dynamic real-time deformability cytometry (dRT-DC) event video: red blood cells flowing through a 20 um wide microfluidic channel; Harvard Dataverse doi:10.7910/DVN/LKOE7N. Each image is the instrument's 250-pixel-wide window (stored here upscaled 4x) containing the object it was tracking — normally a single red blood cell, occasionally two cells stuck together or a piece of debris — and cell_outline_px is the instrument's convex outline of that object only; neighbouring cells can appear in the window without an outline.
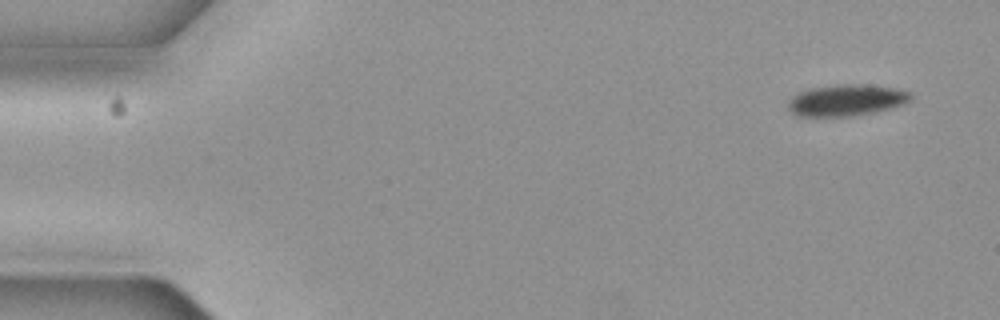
{"species": "common noctule bat (a hibernating species)", "species_latin": "Nyctalus noctula", "temperature_condition": "cold", "stored_images_in_passage": 5, "camera_frame_rate_fps": 3000, "um_per_image_px": 0.085, "animal": {"sex": "female", "body_mass_g": 19.3, "forearm_length_mm": 54.1}, "frame": {"image": 1, "passage_image": 1, "time_ms": 0.0, "image_size_px": [1000, 320], "cell_outline_px": [[912, 100], [904, 104], [892, 108], [872, 112], [848, 116], [796, 116], [788, 108], [788, 100], [792, 96], [808, 88], [836, 84], [860, 84], [892, 88], [912, 92]], "centroid_in_image_um": [71.93, 8.51], "position_along_channel_um": 13.1, "area_um2": 22.48}}
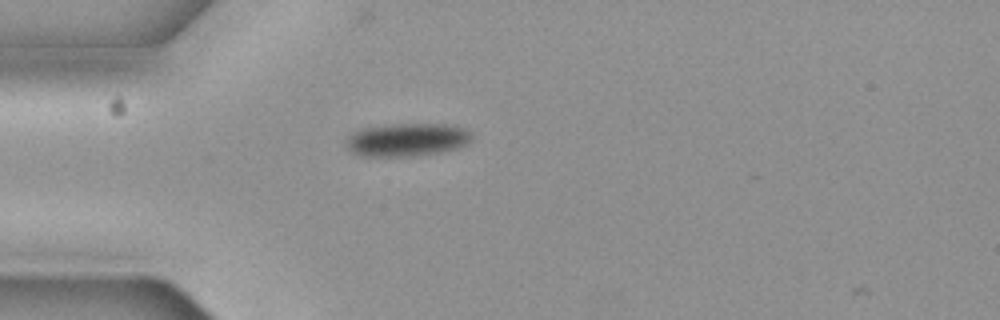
{"frame": {"image": 2, "passage_image": 4, "time_ms": 1.0, "image_size_px": [1000, 320], "cell_outline_px": [[472, 136], [464, 144], [452, 148], [436, 152], [408, 156], [360, 156], [352, 152], [344, 144], [348, 136], [352, 132], [360, 128], [388, 124], [452, 124], [464, 128]], "centroid_in_image_um": [34.48, 11.85], "position_along_channel_um": 50.5, "area_um2": 23.99}}